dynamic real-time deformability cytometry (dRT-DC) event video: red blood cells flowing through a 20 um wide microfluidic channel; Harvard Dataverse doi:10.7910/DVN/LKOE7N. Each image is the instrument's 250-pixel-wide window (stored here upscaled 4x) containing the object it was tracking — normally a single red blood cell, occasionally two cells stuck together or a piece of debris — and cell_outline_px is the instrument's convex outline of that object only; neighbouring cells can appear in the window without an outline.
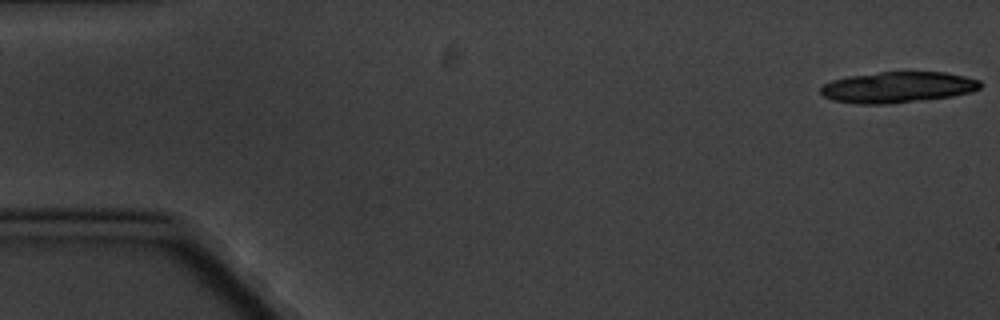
{"species": "common noctule bat (a hibernating species)", "species_latin": "Nyctalus noctula", "temperature_condition": "cold", "stored_images_in_passage": 6, "camera_frame_rate_fps": 3000, "um_per_image_px": 0.085, "animal": {"sex": "male", "body_mass_g": 20.1, "forearm_length_mm": 53.5}, "frame": {"image": 1, "passage_image": 1, "time_ms": 0.0, "image_size_px": [1000, 320], "cell_outline_px": [[984, 84], [980, 88], [972, 92], [952, 96], [888, 104], [856, 104], [832, 100], [824, 96], [820, 92], [820, 88], [824, 84], [832, 80], [848, 76], [880, 72], [944, 72], [964, 76], [980, 80]], "centroid_in_image_um": [76.31, 7.42], "position_along_channel_um": 8.7, "area_um2": 28.9}}
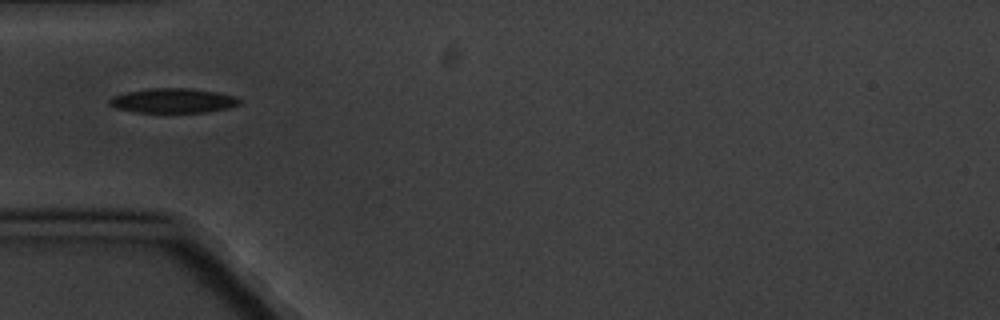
{"frame": {"image": 2, "passage_image": 6, "time_ms": 6.0, "image_size_px": [1000, 320], "cell_outline_px": [[244, 100], [240, 104], [228, 108], [208, 112], [136, 112], [116, 108], [108, 104], [108, 100], [112, 96], [124, 92], [152, 88], [192, 88], [216, 92], [236, 96]], "centroid_in_image_um": [14.73, 8.55], "position_along_channel_um": 70.3, "area_um2": 18.84}}